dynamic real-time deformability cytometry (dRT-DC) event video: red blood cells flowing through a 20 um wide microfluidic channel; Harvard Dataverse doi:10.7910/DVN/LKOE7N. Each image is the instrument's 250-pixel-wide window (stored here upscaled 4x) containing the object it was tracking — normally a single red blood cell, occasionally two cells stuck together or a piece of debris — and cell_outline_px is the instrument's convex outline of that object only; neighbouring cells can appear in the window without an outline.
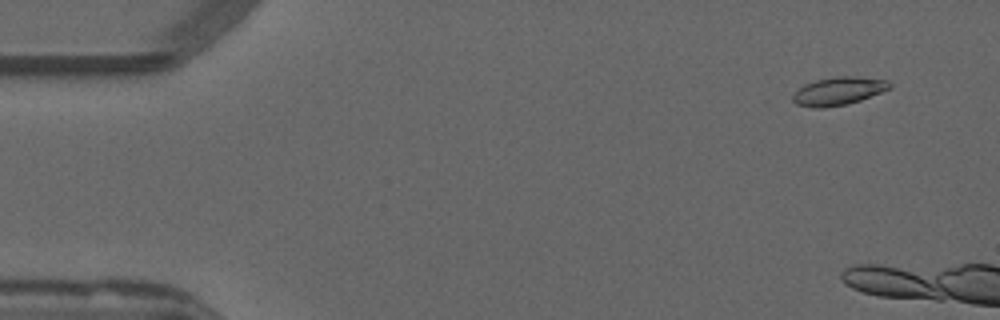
{"species": "common noctule bat (a hibernating species)", "species_latin": "Nyctalus noctula", "temperature_condition": "warm", "stored_images_in_passage": 7, "camera_frame_rate_fps": 3000, "um_per_image_px": 0.085, "animal": {"sex": "male", "forearm_length_mm": 52.5}, "frame": {"image": 1, "passage_image": 4, "time_ms": 1.0, "image_size_px": [1000, 320], "cell_outline_px": [[892, 88], [860, 100], [848, 104], [820, 108], [812, 108], [796, 104], [792, 100], [792, 96], [804, 84], [816, 80], [832, 76], [856, 76], [888, 80], [892, 84]], "centroid_in_image_um": [71.29, 7.73], "position_along_channel_um": 13.7, "area_um2": 15.95}}